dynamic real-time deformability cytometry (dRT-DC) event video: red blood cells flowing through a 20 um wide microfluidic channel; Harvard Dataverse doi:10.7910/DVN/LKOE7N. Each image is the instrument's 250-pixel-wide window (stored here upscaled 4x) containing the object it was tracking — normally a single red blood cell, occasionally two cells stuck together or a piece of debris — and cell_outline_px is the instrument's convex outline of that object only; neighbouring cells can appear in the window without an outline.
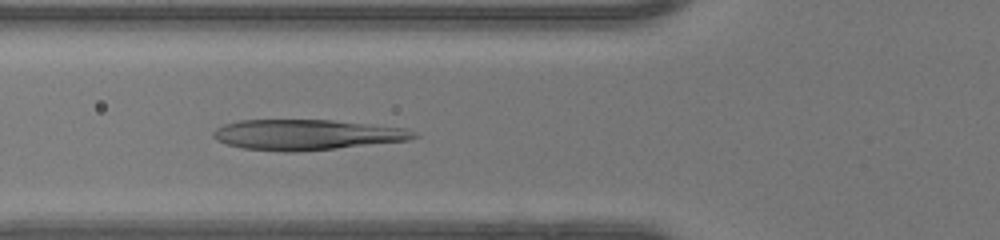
{"species": "human", "species_latin": "Homo sapiens", "temperature_condition": "warm", "stored_images_in_passage": 47, "camera_frame_rate_fps": 3000, "um_per_image_px": 0.085, "donor": {"sex": "female"}, "frame": {"image": 1, "passage_image": 16, "time_ms": 5.0, "image_size_px": [1000, 240], "cell_outline_px": [[420, 136], [408, 140], [336, 148], [292, 152], [284, 152], [244, 148], [228, 144], [216, 140], [212, 136], [212, 132], [216, 128], [224, 124], [240, 120], [332, 120], [408, 128], [416, 132]], "centroid_in_image_um": [26.07, 11.44], "position_along_channel_um": 99.7, "area_um2": 35.49}}
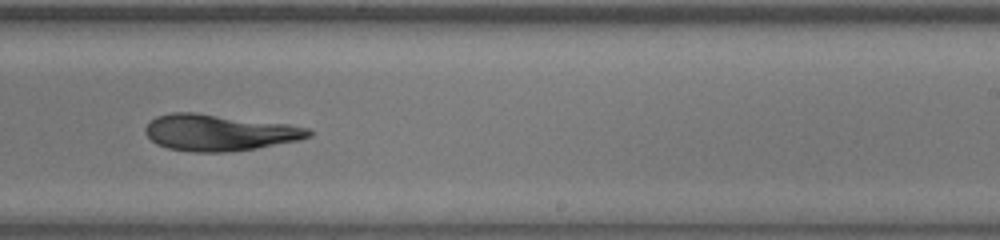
{"frame": {"image": 2, "passage_image": 28, "time_ms": 9.0, "image_size_px": [1000, 240], "cell_outline_px": [[312, 136], [300, 140], [256, 148], [224, 152], [196, 152], [168, 148], [156, 144], [144, 132], [144, 128], [148, 120], [156, 116], [172, 112], [196, 112], [288, 124], [308, 128], [312, 132]], "centroid_in_image_um": [18.6, 11.26], "position_along_channel_um": 270.4, "area_um2": 34.74}}
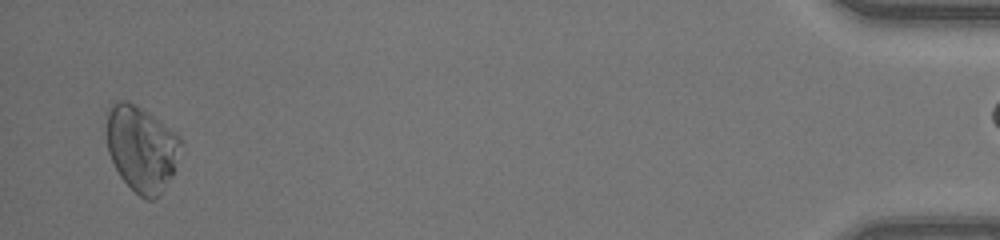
{"frame": {"image": 3, "passage_image": 45, "time_ms": 14.667, "image_size_px": [1000, 240], "cell_outline_px": [[180, 144], [176, 168], [172, 176], [160, 196], [152, 200], [148, 200], [140, 196], [120, 176], [108, 152], [108, 108], [116, 100], [128, 100], [152, 116], [180, 136]], "centroid_in_image_um": [12.04, 12.65], "position_along_channel_um": 423.2, "area_um2": 36.47}, "authors_computed_cell_mechanics": {"area_um2": 35.4314, "velocity_mm_per_s": 4.2717, "shape_relaxation_time_tau1_ms": null, "shape_relaxation_time_tau2_ms": 2.3901, "deformation_change_tau1": null, "deformation_change_tau2": 0.0844}}